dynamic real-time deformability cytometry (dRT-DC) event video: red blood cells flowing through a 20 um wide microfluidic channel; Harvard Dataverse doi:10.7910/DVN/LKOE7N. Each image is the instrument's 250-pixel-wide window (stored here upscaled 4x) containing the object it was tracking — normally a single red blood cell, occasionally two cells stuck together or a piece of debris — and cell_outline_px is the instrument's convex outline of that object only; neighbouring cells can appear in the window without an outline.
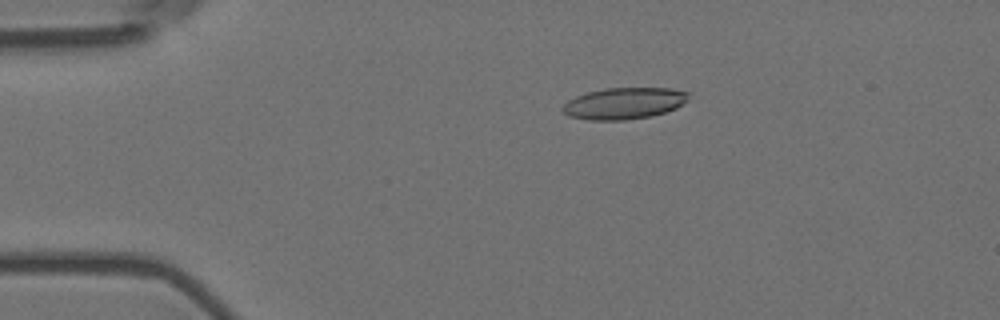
{"species": "Egyptian fruit bat (a non-hibernating species)", "species_latin": "Rousettus aegyptiacus", "temperature_condition": "room temperature", "stored_images_in_passage": 9, "camera_frame_rate_fps": 3000, "um_per_image_px": 0.085, "animal": {"sex": "female"}, "frame": {"image": 1, "passage_image": 2, "time_ms": 0.333, "image_size_px": [1000, 320], "cell_outline_px": [[692, 92], [688, 100], [684, 104], [676, 108], [652, 116], [624, 120], [588, 120], [568, 116], [560, 108], [568, 100], [576, 96], [588, 92], [604, 88], [668, 88]], "centroid_in_image_um": [53.07, 8.78], "position_along_channel_um": 31.9, "area_um2": 23.35}}
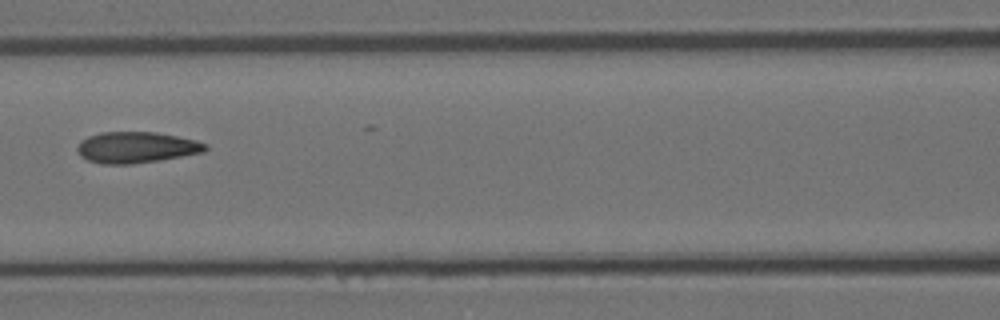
{"frame": {"image": 2, "passage_image": 6, "time_ms": 1.667, "image_size_px": [1000, 320], "cell_outline_px": [[208, 148], [204, 152], [160, 160], [132, 164], [100, 164], [88, 160], [80, 156], [76, 148], [80, 140], [88, 136], [100, 132], [156, 132], [196, 140], [208, 144]], "centroid_in_image_um": [11.57, 12.53], "position_along_channel_um": 155.0, "area_um2": 23.41}}
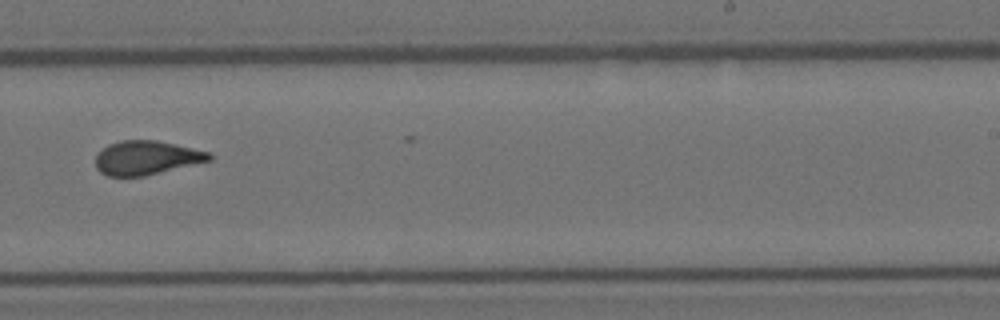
{"frame": {"image": 3, "passage_image": 9, "time_ms": 2.667, "image_size_px": [1000, 320], "cell_outline_px": [[212, 160], [144, 176], [108, 176], [100, 172], [96, 168], [96, 156], [108, 144], [120, 140], [156, 140], [212, 152]], "centroid_in_image_um": [12.47, 13.4], "position_along_channel_um": 276.5, "area_um2": 22.48}}